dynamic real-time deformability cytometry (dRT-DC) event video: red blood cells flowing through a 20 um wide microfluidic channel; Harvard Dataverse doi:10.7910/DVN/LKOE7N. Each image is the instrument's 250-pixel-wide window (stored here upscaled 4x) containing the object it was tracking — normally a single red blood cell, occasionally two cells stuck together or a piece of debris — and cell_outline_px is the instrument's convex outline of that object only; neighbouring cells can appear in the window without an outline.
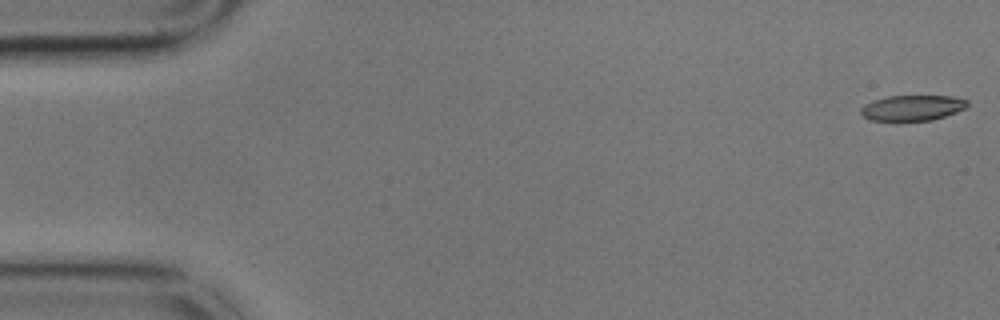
{"species": "common noctule bat (a hibernating species)", "species_latin": "Nyctalus noctula", "temperature_condition": "cold", "stored_images_in_passage": 16, "camera_frame_rate_fps": 3000, "um_per_image_px": 0.085, "animal": {"sex": "male", "body_mass_g": 17.9}, "frame": {"image": 1, "passage_image": 1, "time_ms": 0.0, "image_size_px": [1000, 320], "cell_outline_px": [[968, 104], [964, 108], [956, 112], [932, 120], [896, 124], [872, 120], [864, 116], [860, 112], [860, 108], [864, 104], [872, 100], [888, 96], [952, 96], [968, 100]], "centroid_in_image_um": [77.48, 9.21], "position_along_channel_um": 7.5, "area_um2": 16.53}}
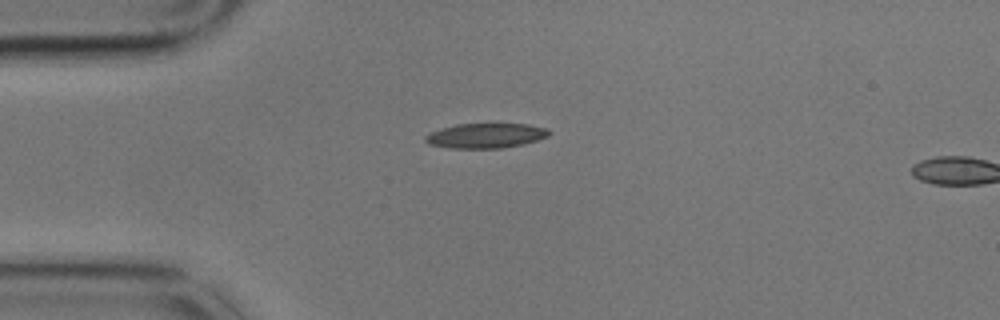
{"frame": {"image": 2, "passage_image": 14, "time_ms": 4.333, "image_size_px": [1000, 320], "cell_outline_px": [[552, 132], [548, 136], [524, 144], [500, 148], [448, 148], [428, 144], [424, 140], [424, 136], [432, 132], [456, 124], [492, 120], [528, 124], [548, 128]], "centroid_in_image_um": [41.34, 11.47], "position_along_channel_um": 43.7, "area_um2": 18.9}}